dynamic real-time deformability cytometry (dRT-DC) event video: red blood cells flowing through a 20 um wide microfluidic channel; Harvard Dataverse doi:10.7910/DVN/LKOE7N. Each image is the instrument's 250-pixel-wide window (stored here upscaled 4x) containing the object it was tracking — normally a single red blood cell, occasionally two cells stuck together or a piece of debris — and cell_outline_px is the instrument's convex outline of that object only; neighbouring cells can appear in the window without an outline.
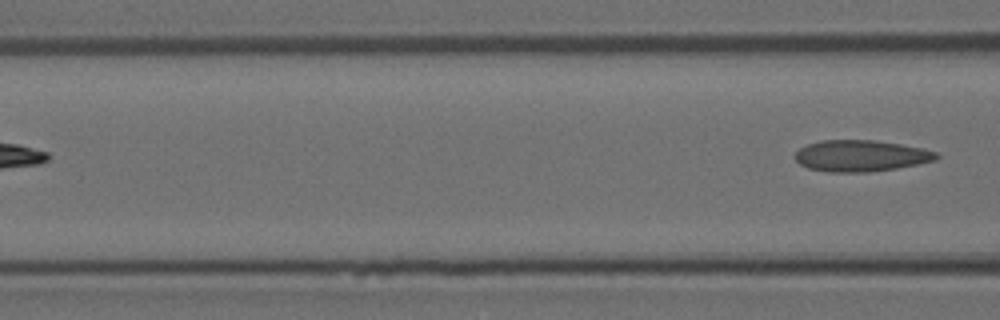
{"species": "Egyptian fruit bat (a non-hibernating species)", "species_latin": "Rousettus aegyptiacus", "temperature_condition": "room temperature", "stored_images_in_passage": 4, "camera_frame_rate_fps": 3000, "um_per_image_px": 0.085, "animal": {"sex": "female"}, "frame": {"image": 1, "passage_image": 4, "time_ms": 1.0, "image_size_px": [1000, 320], "cell_outline_px": [[940, 156], [936, 160], [896, 168], [868, 172], [828, 172], [808, 168], [800, 164], [796, 160], [796, 152], [800, 148], [808, 144], [820, 140], [872, 140], [900, 144], [920, 148], [936, 152]], "centroid_in_image_um": [73.15, 13.24], "position_along_channel_um": 93.4, "area_um2": 25.61}}